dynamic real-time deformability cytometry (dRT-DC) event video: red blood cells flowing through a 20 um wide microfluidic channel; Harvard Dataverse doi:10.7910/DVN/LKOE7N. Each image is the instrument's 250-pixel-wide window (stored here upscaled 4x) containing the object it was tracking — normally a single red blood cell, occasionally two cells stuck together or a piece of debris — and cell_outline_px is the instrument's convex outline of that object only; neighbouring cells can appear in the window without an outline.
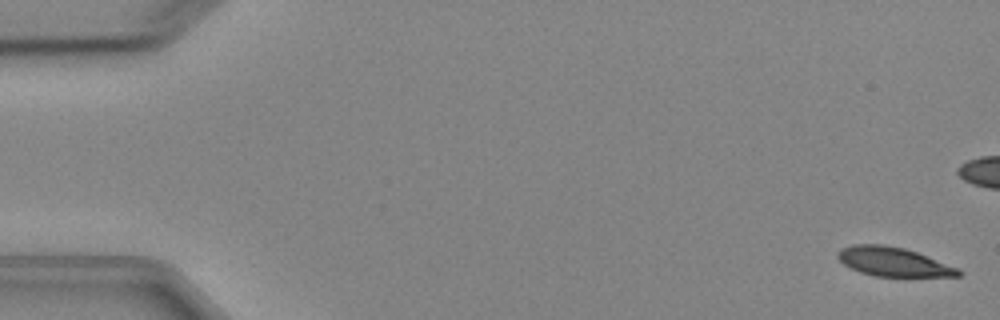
{"species": "Egyptian fruit bat (a non-hibernating species)", "species_latin": "Rousettus aegyptiacus", "temperature_condition": "cold", "stored_images_in_passage": 9, "camera_frame_rate_fps": 3000, "um_per_image_px": 0.085, "animal": {"sex": "female"}, "frame": {"image": 1, "passage_image": 1, "time_ms": 0.0, "image_size_px": [1000, 320], "cell_outline_px": [[964, 272], [960, 276], [876, 276], [860, 272], [844, 264], [836, 256], [836, 252], [840, 248], [852, 244], [884, 244], [904, 248], [916, 252], [960, 268]], "centroid_in_image_um": [75.93, 22.24], "position_along_channel_um": 9.1, "area_um2": 20.46}}
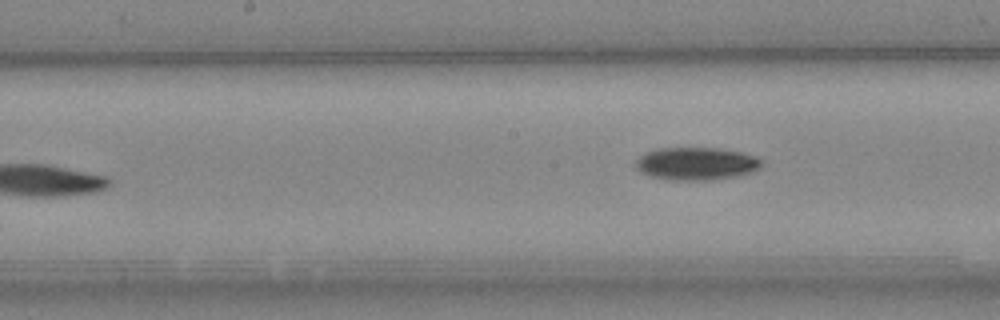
{"frame": {"image": 2, "passage_image": 9, "time_ms": 9.667, "image_size_px": [1000, 320], "cell_outline_px": [[764, 164], [760, 168], [752, 172], [736, 176], [708, 180], [668, 180], [648, 176], [640, 172], [636, 168], [636, 160], [640, 156], [648, 152], [660, 148], [716, 148], [740, 152], [756, 156], [764, 160]], "centroid_in_image_um": [59.21, 13.92], "position_along_channel_um": 189.0, "area_um2": 24.16}}